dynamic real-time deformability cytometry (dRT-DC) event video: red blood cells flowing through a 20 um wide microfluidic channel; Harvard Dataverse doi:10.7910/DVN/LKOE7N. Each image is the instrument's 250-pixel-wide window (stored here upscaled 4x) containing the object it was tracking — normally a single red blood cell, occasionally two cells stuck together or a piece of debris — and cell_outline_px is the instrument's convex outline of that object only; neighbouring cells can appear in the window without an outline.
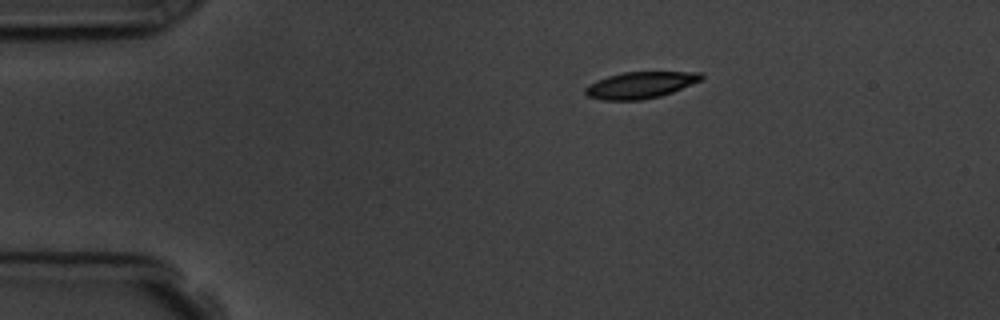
{"species": "common noctule bat (a hibernating species)", "species_latin": "Nyctalus noctula", "temperature_condition": "room temperature", "stored_images_in_passage": 3, "camera_frame_rate_fps": 3000, "um_per_image_px": 0.085, "animal": {"sex": "male", "body_mass_g": 19.5, "forearm_length_mm": 54.6}, "frame": {"image": 1, "passage_image": 1, "time_ms": 0.0, "image_size_px": [1000, 320], "cell_outline_px": [[704, 76], [700, 80], [672, 92], [660, 96], [640, 100], [600, 100], [588, 96], [584, 92], [584, 88], [588, 84], [596, 80], [608, 76], [624, 72], [700, 72]], "centroid_in_image_um": [54.37, 7.23], "position_along_channel_um": 30.6, "area_um2": 17.86}}